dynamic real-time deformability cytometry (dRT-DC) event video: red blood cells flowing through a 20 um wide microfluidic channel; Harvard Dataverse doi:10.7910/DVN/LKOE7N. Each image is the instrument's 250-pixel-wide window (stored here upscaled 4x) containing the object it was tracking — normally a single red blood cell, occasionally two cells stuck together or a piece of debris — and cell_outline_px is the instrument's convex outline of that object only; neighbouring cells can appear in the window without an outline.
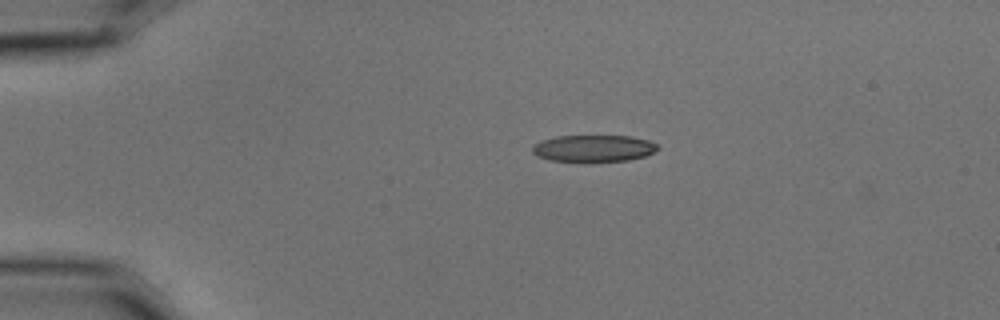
{"species": "common noctule bat (a hibernating species)", "species_latin": "Nyctalus noctula", "temperature_condition": "cold", "stored_images_in_passage": 25, "camera_frame_rate_fps": 3000, "um_per_image_px": 0.085, "animal": {"sex": "male", "body_mass_g": 15.6}, "frame": {"image": 1, "passage_image": 2, "time_ms": 0.333, "image_size_px": [1000, 320], "cell_outline_px": [[660, 148], [644, 156], [628, 160], [548, 160], [532, 152], [532, 148], [536, 144], [544, 140], [556, 136], [632, 136], [648, 140], [656, 144]], "centroid_in_image_um": [50.49, 12.58], "position_along_channel_um": 34.5, "area_um2": 18.9}}
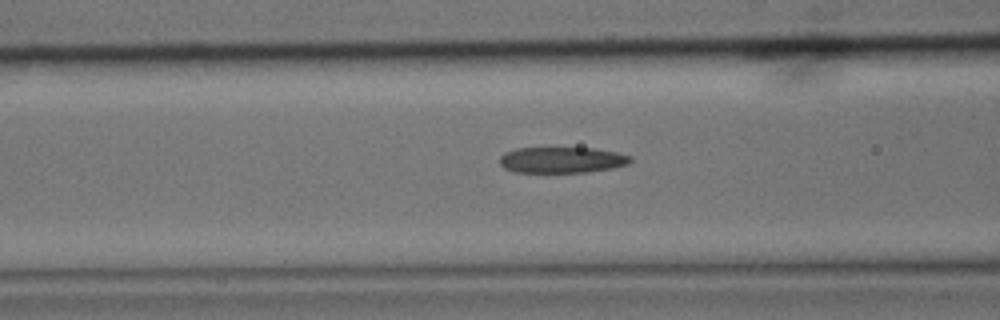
{"frame": {"image": 2, "passage_image": 13, "time_ms": 4.0, "image_size_px": [1000, 320], "cell_outline_px": [[632, 160], [628, 164], [612, 168], [588, 172], [516, 172], [504, 168], [500, 164], [500, 156], [504, 152], [516, 148], [592, 148], [616, 152], [632, 156]], "centroid_in_image_um": [47.75, 13.59], "position_along_channel_um": 118.8, "area_um2": 19.83}}
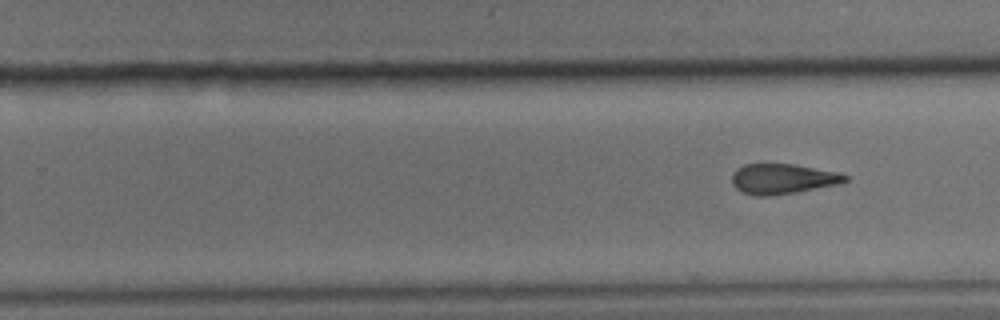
{"frame": {"image": 3, "passage_image": 25, "time_ms": 8.0, "image_size_px": [1000, 320], "cell_outline_px": [[848, 180], [844, 184], [796, 192], [768, 196], [756, 196], [744, 192], [736, 188], [732, 184], [732, 172], [736, 168], [744, 164], [792, 164], [840, 172], [848, 176]], "centroid_in_image_um": [66.57, 15.2], "position_along_channel_um": 263.2, "area_um2": 20.17}}